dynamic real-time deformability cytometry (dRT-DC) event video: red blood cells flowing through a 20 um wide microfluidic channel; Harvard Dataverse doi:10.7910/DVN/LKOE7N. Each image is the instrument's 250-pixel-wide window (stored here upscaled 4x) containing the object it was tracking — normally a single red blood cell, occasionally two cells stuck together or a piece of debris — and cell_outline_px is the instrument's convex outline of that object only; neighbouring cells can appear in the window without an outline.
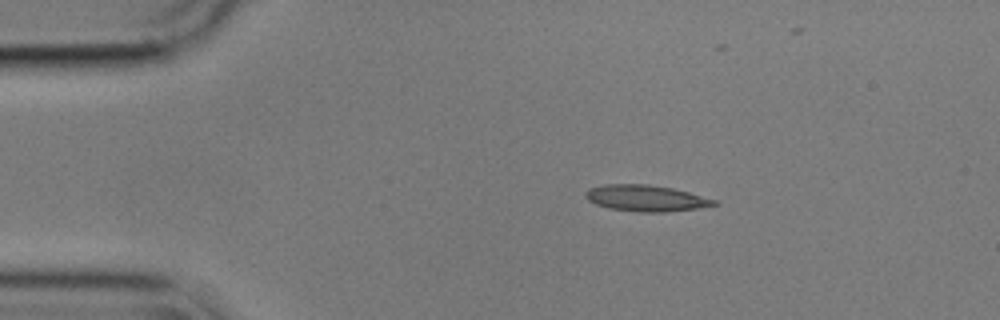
{"species": "common noctule bat (a hibernating species)", "species_latin": "Nyctalus noctula", "temperature_condition": "cold", "stored_images_in_passage": 46, "camera_frame_rate_fps": 3000, "um_per_image_px": 0.085, "animal": {"sex": "male", "body_mass_g": 17.9}, "frame": {"image": 1, "passage_image": 1, "time_ms": 0.0, "image_size_px": [1000, 320], "cell_outline_px": [[720, 204], [696, 208], [664, 212], [640, 212], [608, 208], [596, 204], [588, 200], [584, 196], [584, 192], [588, 188], [604, 184], [648, 184], [672, 188], [688, 192], [716, 200]], "centroid_in_image_um": [54.86, 16.84], "position_along_channel_um": 30.1, "area_um2": 19.65}}
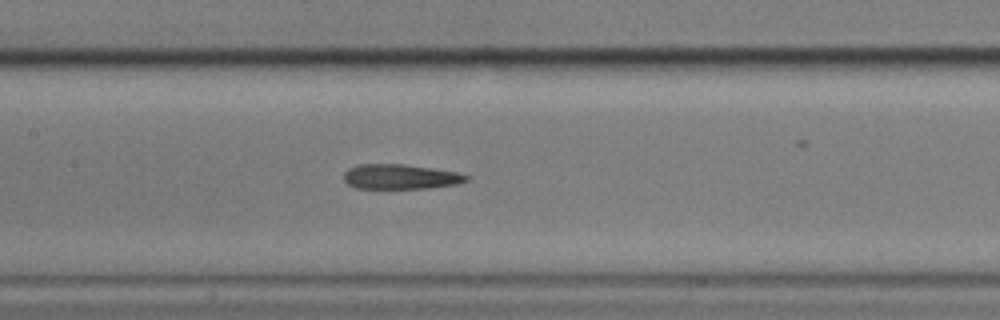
{"frame": {"image": 2, "passage_image": 17, "time_ms": 5.333, "image_size_px": [1000, 320], "cell_outline_px": [[472, 176], [468, 180], [456, 184], [428, 188], [356, 188], [348, 184], [344, 180], [344, 172], [348, 168], [356, 164], [404, 164], [432, 168], [456, 172]], "centroid_in_image_um": [34.02, 15.01], "position_along_channel_um": 173.4, "area_um2": 17.8}}
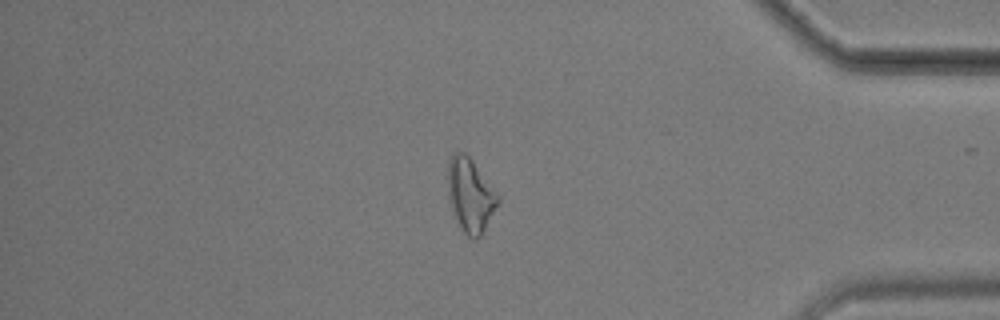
{"frame": {"image": 3, "passage_image": 38, "time_ms": 12.333, "image_size_px": [1000, 320], "cell_outline_px": [[500, 200], [480, 236], [476, 240], [472, 240], [464, 232], [452, 208], [448, 196], [448, 160], [456, 152], [464, 152], [472, 160], [500, 196]], "centroid_in_image_um": [39.99, 16.57], "position_along_channel_um": 395.2, "area_um2": 21.04}, "authors_computed_cell_mechanics": {"area_um2": 19.1607, "velocity_mm_per_s": 3.5948, "shape_relaxation_time_tau1_ms": 11.019, "shape_relaxation_time_tau2_ms": 6.9006, "deformation_change_tau1": 0.2369, "deformation_change_tau2": 0.2018}}